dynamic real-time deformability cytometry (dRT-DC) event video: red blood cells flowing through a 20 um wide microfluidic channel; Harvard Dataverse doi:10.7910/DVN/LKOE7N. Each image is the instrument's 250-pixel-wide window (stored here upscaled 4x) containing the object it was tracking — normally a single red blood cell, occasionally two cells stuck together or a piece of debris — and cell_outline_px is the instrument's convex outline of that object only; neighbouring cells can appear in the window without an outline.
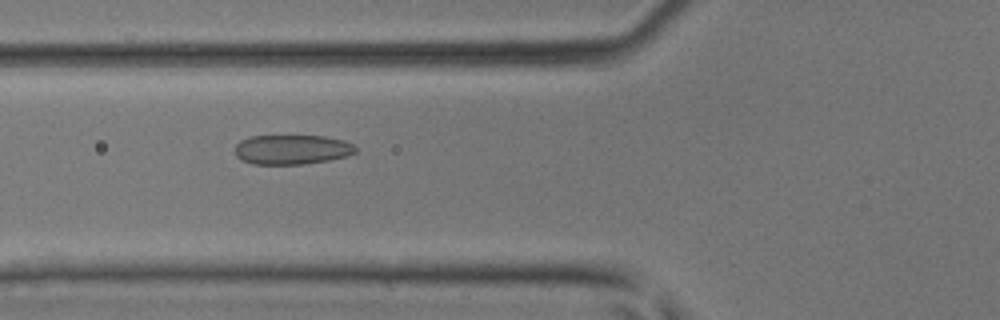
{"species": "common noctule bat (a hibernating species)", "species_latin": "Nyctalus noctula", "temperature_condition": "room temperature", "stored_images_in_passage": 30, "camera_frame_rate_fps": 3000, "um_per_image_px": 0.085, "animal": {"sex": "male", "body_mass_g": 17.9, "forearm_length_mm": 54.2}, "frame": {"image": 1, "passage_image": 3, "time_ms": 0.667, "image_size_px": [1000, 320], "cell_outline_px": [[356, 152], [348, 156], [328, 160], [304, 164], [252, 164], [240, 160], [236, 156], [236, 144], [240, 140], [248, 136], [324, 136], [344, 140], [352, 144], [356, 148]], "centroid_in_image_um": [24.8, 12.71], "position_along_channel_um": 101.0, "area_um2": 20.92}}
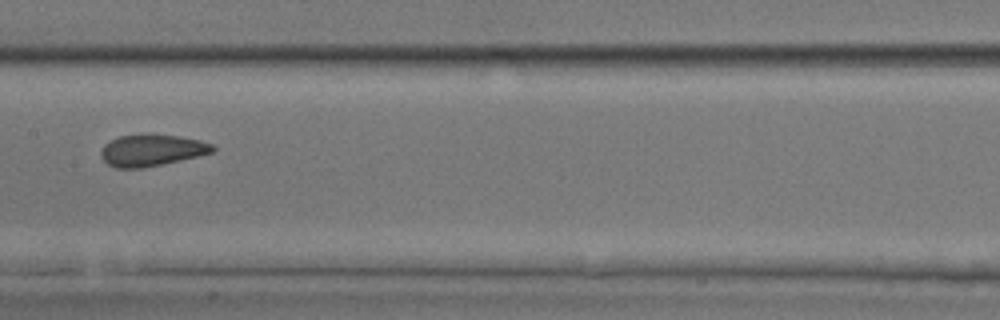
{"frame": {"image": 2, "passage_image": 9, "time_ms": 2.667, "image_size_px": [1000, 320], "cell_outline_px": [[216, 148], [212, 152], [180, 160], [140, 168], [116, 168], [108, 164], [100, 156], [100, 152], [104, 144], [120, 136], [148, 132], [180, 136], [200, 140], [212, 144]], "centroid_in_image_um": [12.87, 12.74], "position_along_channel_um": 194.5, "area_um2": 20.75}}
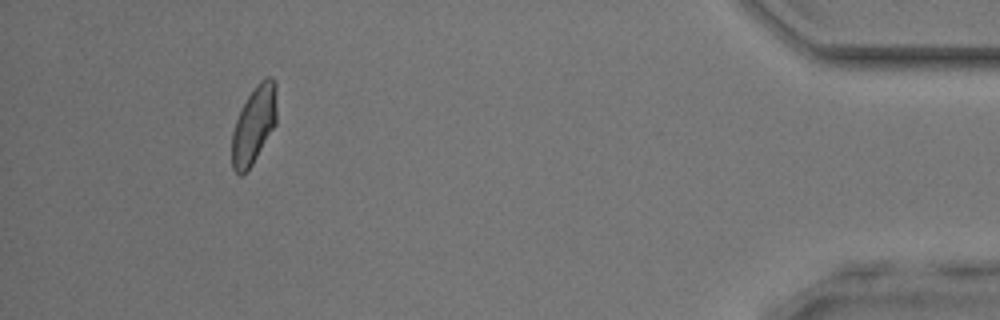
{"frame": {"image": 3, "passage_image": 27, "time_ms": 8.667, "image_size_px": [1000, 320], "cell_outline_px": [[276, 124], [252, 164], [240, 176], [232, 168], [232, 132], [236, 120], [248, 96], [256, 84], [260, 80], [268, 76], [276, 84]], "centroid_in_image_um": [21.58, 10.61], "position_along_channel_um": 413.6, "area_um2": 19.94}}